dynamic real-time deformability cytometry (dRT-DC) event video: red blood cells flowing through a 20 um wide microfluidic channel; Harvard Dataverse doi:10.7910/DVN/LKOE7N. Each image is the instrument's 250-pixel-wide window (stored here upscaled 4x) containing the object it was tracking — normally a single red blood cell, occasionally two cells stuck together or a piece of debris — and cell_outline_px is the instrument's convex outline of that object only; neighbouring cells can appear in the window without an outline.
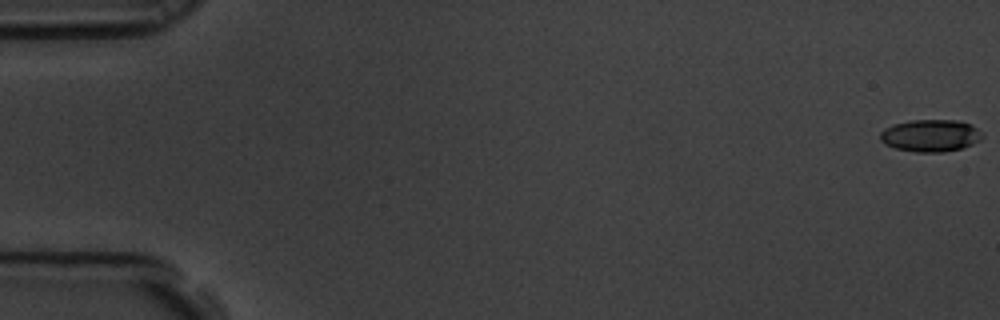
{"species": "common noctule bat (a hibernating species)", "species_latin": "Nyctalus noctula", "temperature_condition": "room temperature", "stored_images_in_passage": 60, "camera_frame_rate_fps": 3000, "um_per_image_px": 0.085, "animal": {"sex": "male", "body_mass_g": 19.5, "forearm_length_mm": 54.6}, "frame": {"image": 1, "passage_image": 1, "time_ms": 0.0, "image_size_px": [1000, 320], "cell_outline_px": [[984, 136], [980, 140], [972, 144], [960, 148], [944, 152], [916, 152], [896, 148], [884, 144], [880, 140], [880, 132], [884, 128], [892, 124], [912, 120], [956, 120], [972, 124]], "centroid_in_image_um": [79.07, 11.52], "position_along_channel_um": 5.9, "area_um2": 19.19}}
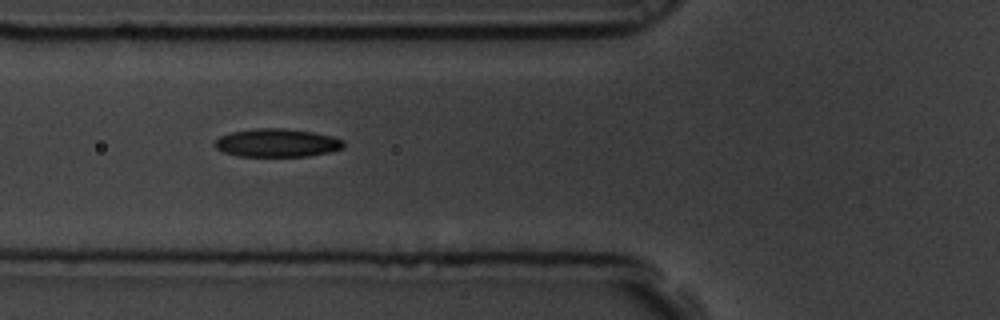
{"frame": {"image": 2, "passage_image": 23, "time_ms": 7.333, "image_size_px": [1000, 320], "cell_outline_px": [[344, 148], [328, 152], [308, 156], [236, 156], [224, 152], [216, 148], [212, 144], [220, 136], [232, 132], [256, 128], [284, 128], [312, 132], [332, 136], [344, 140]], "centroid_in_image_um": [23.54, 12.14], "position_along_channel_um": 102.3, "area_um2": 21.21}}
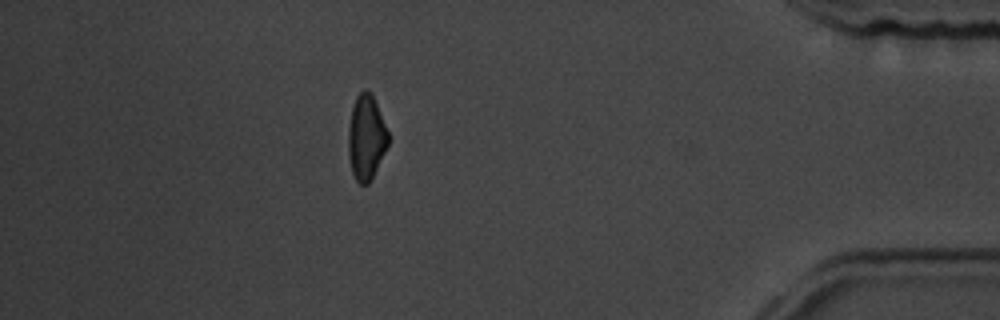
{"frame": {"image": 3, "passage_image": 53, "time_ms": 17.333, "image_size_px": [1000, 320], "cell_outline_px": [[388, 144], [368, 184], [360, 184], [356, 180], [352, 172], [348, 156], [348, 128], [352, 108], [356, 96], [364, 88], [368, 88], [372, 92], [388, 132]], "centroid_in_image_um": [31.11, 11.63], "position_along_channel_um": 404.1, "area_um2": 19.65}, "authors_computed_cell_mechanics": {"area_um2": 20.519, "velocity_mm_per_s": 3.4726, "shape_relaxation_time_tau1_ms": 3.8833, "shape_relaxation_time_tau2_ms": 6.5797, "deformation_change_tau1": 0.1282, "deformation_change_tau2": 0.1167}}